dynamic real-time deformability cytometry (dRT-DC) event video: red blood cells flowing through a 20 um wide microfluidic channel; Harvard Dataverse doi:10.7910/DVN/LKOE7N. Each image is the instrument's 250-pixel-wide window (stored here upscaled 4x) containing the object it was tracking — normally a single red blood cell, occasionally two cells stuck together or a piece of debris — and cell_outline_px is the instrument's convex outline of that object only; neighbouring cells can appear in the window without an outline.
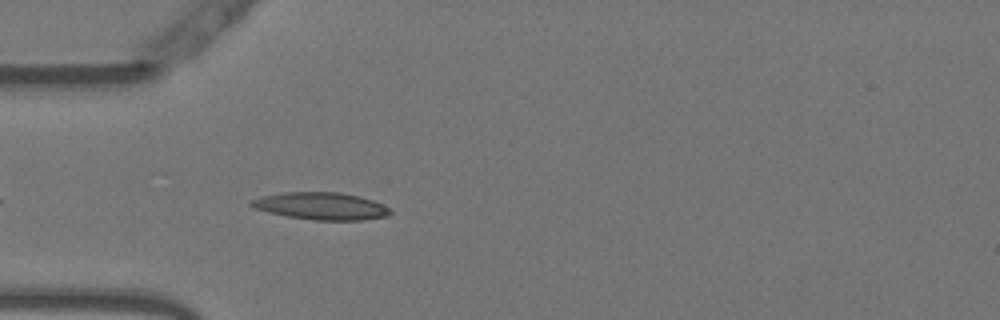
{"species": "Egyptian fruit bat (a non-hibernating species)", "species_latin": "Rousettus aegyptiacus", "temperature_condition": "warm", "stored_images_in_passage": 39, "camera_frame_rate_fps": 3000, "um_per_image_px": 0.085, "animal": {"sex": "female"}, "frame": {"image": 1, "passage_image": 4, "time_ms": 1.0, "image_size_px": [1000, 320], "cell_outline_px": [[392, 212], [388, 216], [364, 220], [312, 220], [288, 216], [268, 212], [256, 208], [248, 204], [248, 200], [260, 196], [284, 192], [340, 192], [360, 196], [384, 204]], "centroid_in_image_um": [27.29, 17.51], "position_along_channel_um": 57.7, "area_um2": 22.25}}
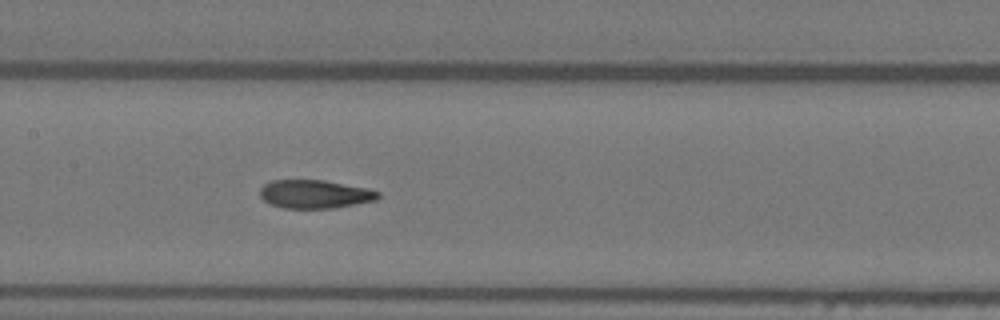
{"frame": {"image": 2, "passage_image": 14, "time_ms": 4.333, "image_size_px": [1000, 320], "cell_outline_px": [[380, 196], [376, 200], [336, 208], [284, 208], [268, 204], [260, 196], [260, 188], [264, 184], [272, 180], [324, 180], [368, 188], [380, 192]], "centroid_in_image_um": [26.76, 16.5], "position_along_channel_um": 180.6, "area_um2": 19.71}}
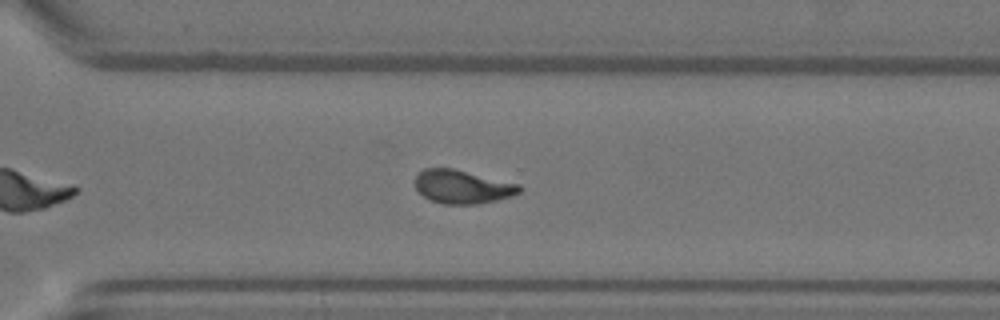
{"frame": {"image": 3, "passage_image": 26, "time_ms": 8.333, "image_size_px": [1000, 320], "cell_outline_px": [[524, 188], [520, 192], [512, 196], [496, 200], [476, 204], [444, 204], [432, 200], [424, 196], [416, 188], [416, 176], [424, 168], [452, 168], [520, 184]], "centroid_in_image_um": [39.34, 15.87], "position_along_channel_um": 331.3, "area_um2": 20.23}, "authors_computed_cell_mechanics": {"area_um2": 20.23, "velocity_mm_per_s": 3.7866, "shape_relaxation_time_tau1_ms": 6.4607, "shape_relaxation_time_tau2_ms": 1.7517, "deformation_change_tau1": 0.2309, "deformation_change_tau2": 0.0937}}